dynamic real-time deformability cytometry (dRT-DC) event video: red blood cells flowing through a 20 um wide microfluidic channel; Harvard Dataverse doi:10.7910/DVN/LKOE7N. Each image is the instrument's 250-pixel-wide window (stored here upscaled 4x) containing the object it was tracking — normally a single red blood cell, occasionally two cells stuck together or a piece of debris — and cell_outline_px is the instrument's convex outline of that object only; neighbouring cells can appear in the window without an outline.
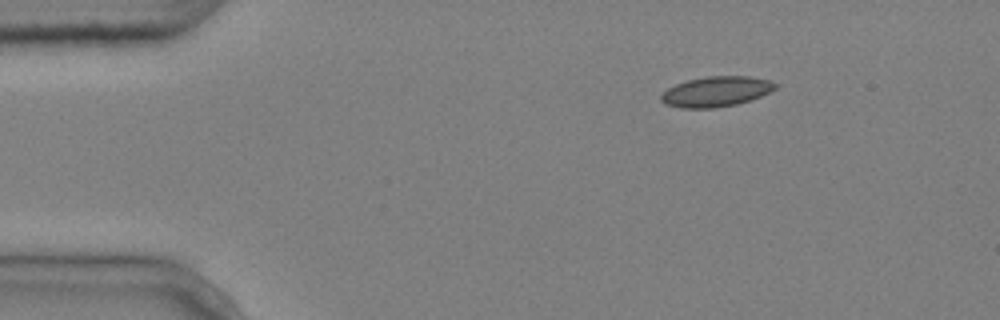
{"species": "common noctule bat (a hibernating species)", "species_latin": "Nyctalus noctula", "temperature_condition": "cold", "stored_images_in_passage": 3, "camera_frame_rate_fps": 3000, "um_per_image_px": 0.085, "animal": {"sex": "male", "body_mass_g": 20.4}, "frame": {"image": 1, "passage_image": 1, "time_ms": 0.0, "image_size_px": [1000, 320], "cell_outline_px": [[780, 84], [776, 88], [760, 96], [736, 104], [712, 108], [680, 108], [668, 104], [660, 100], [660, 96], [668, 88], [676, 84], [688, 80], [708, 76], [748, 76], [772, 80]], "centroid_in_image_um": [60.9, 7.77], "position_along_channel_um": 24.1, "area_um2": 20.0}}
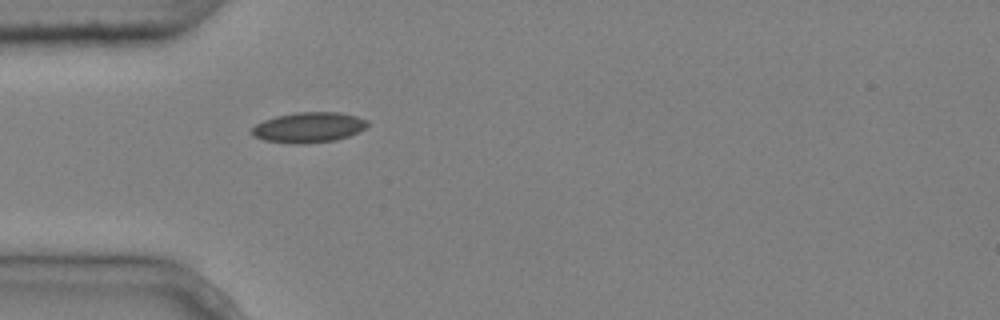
{"frame": {"image": 2, "passage_image": 3, "time_ms": 0.667, "image_size_px": [1000, 320], "cell_outline_px": [[368, 124], [364, 128], [348, 136], [336, 140], [300, 144], [296, 144], [264, 140], [252, 136], [252, 128], [256, 124], [264, 120], [276, 116], [296, 112], [340, 112], [356, 116], [368, 120]], "centroid_in_image_um": [26.22, 10.82], "position_along_channel_um": 58.8, "area_um2": 20.35}}